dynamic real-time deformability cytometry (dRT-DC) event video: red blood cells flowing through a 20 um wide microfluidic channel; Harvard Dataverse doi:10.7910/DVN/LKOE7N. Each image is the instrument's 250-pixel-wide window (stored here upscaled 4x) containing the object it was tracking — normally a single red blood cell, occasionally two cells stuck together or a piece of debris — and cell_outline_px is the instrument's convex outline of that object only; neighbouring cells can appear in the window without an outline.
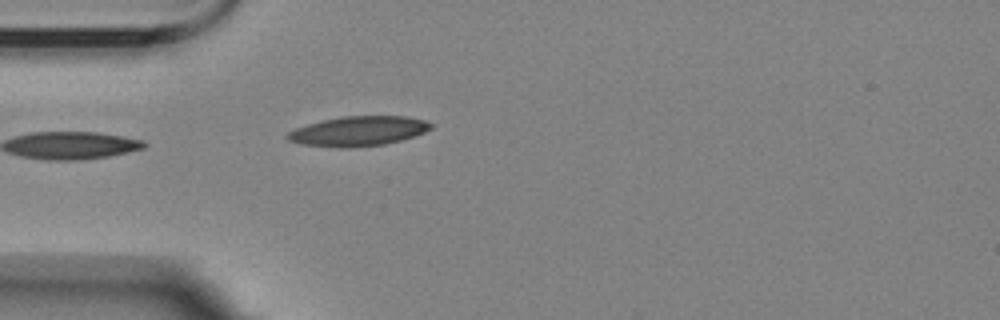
{"species": "Egyptian fruit bat (a non-hibernating species)", "species_latin": "Rousettus aegyptiacus", "temperature_condition": "room temperature", "stored_images_in_passage": 2, "camera_frame_rate_fps": 3000, "um_per_image_px": 0.085, "animal": {"sex": "female"}, "frame": {"image": 1, "passage_image": 2, "time_ms": 2.0, "image_size_px": [1000, 320], "cell_outline_px": [[432, 128], [416, 136], [384, 144], [340, 148], [300, 144], [288, 140], [284, 136], [288, 132], [296, 128], [308, 124], [340, 116], [408, 116], [424, 120], [432, 124]], "centroid_in_image_um": [30.45, 11.14], "position_along_channel_um": 54.6, "area_um2": 24.8}}